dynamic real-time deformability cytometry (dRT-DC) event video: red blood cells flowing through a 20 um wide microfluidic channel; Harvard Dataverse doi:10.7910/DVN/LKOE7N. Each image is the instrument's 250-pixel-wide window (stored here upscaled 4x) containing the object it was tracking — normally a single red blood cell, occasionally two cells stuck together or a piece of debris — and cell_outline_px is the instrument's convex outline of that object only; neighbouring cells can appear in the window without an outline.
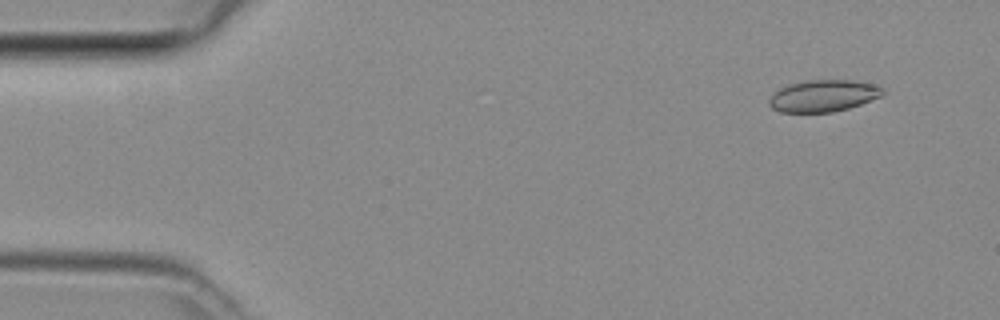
{"species": "common noctule bat (a hibernating species)", "species_latin": "Nyctalus noctula", "temperature_condition": "room temperature", "stored_images_in_passage": 47, "camera_frame_rate_fps": 3000, "um_per_image_px": 0.085, "animal": {"sex": "female", "body_mass_g": 29.2, "forearm_length_mm": 56.3}, "frame": {"image": 1, "passage_image": 4, "time_ms": 1.0, "image_size_px": [1000, 320], "cell_outline_px": [[884, 92], [880, 96], [860, 104], [848, 108], [832, 112], [780, 112], [772, 108], [768, 104], [768, 100], [780, 88], [788, 84], [808, 80], [852, 80], [872, 84], [884, 88]], "centroid_in_image_um": [69.96, 8.14], "position_along_channel_um": 15.0, "area_um2": 20.87}}
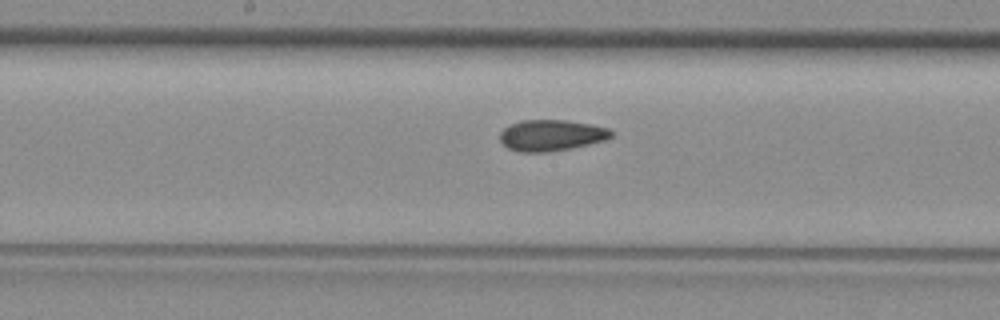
{"frame": {"image": 2, "passage_image": 24, "time_ms": 7.667, "image_size_px": [1000, 320], "cell_outline_px": [[612, 136], [608, 140], [572, 148], [548, 152], [520, 152], [508, 148], [500, 140], [500, 132], [508, 124], [520, 120], [568, 120], [592, 124], [608, 128], [612, 132]], "centroid_in_image_um": [46.87, 11.49], "position_along_channel_um": 201.3, "area_um2": 20.46}}
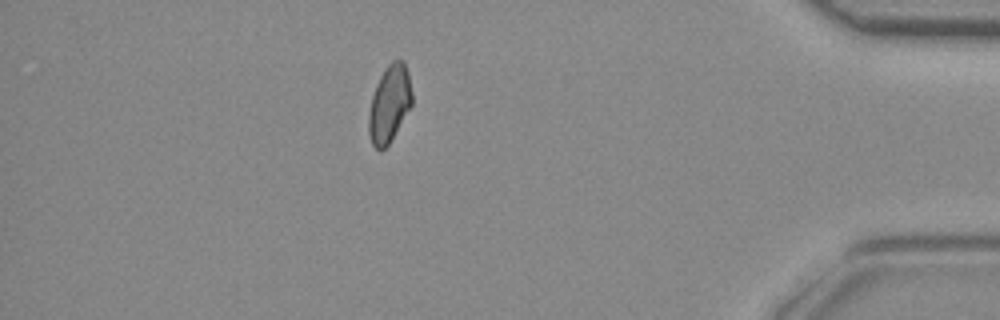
{"frame": {"image": 3, "passage_image": 41, "time_ms": 13.333, "image_size_px": [1000, 320], "cell_outline_px": [[412, 104], [388, 144], [380, 152], [372, 144], [368, 132], [368, 116], [372, 96], [376, 84], [384, 68], [392, 60], [404, 60], [408, 72], [412, 92]], "centroid_in_image_um": [33.09, 8.79], "position_along_channel_um": 402.1, "area_um2": 19.36}}